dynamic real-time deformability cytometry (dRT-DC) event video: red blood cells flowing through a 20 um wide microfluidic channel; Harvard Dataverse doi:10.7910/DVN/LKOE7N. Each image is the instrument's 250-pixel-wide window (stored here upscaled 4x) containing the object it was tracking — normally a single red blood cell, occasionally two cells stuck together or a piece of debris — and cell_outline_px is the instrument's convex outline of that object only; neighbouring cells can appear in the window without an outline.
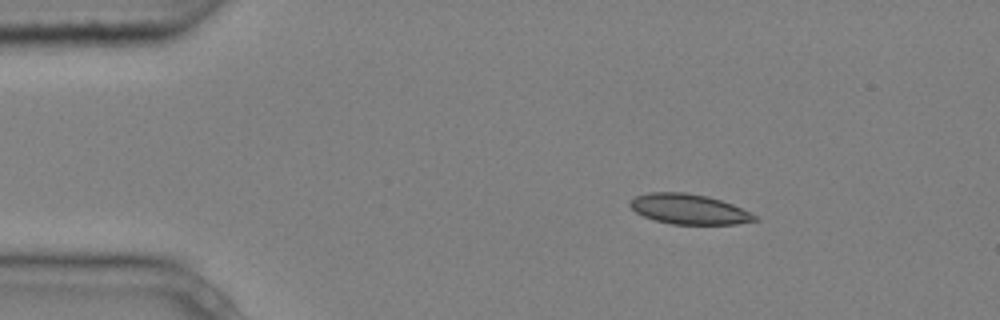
{"species": "common noctule bat (a hibernating species)", "species_latin": "Nyctalus noctula", "temperature_condition": "cold", "stored_images_in_passage": 4, "camera_frame_rate_fps": 3000, "um_per_image_px": 0.085, "animal": {"sex": "male", "body_mass_g": 20.4}, "frame": {"image": 1, "passage_image": 2, "time_ms": 0.333, "image_size_px": [1000, 320], "cell_outline_px": [[760, 220], [736, 224], [672, 224], [656, 220], [644, 216], [636, 212], [628, 204], [636, 196], [648, 192], [684, 192], [708, 196], [732, 204], [756, 216]], "centroid_in_image_um": [58.55, 17.77], "position_along_channel_um": 26.4, "area_um2": 21.68}}